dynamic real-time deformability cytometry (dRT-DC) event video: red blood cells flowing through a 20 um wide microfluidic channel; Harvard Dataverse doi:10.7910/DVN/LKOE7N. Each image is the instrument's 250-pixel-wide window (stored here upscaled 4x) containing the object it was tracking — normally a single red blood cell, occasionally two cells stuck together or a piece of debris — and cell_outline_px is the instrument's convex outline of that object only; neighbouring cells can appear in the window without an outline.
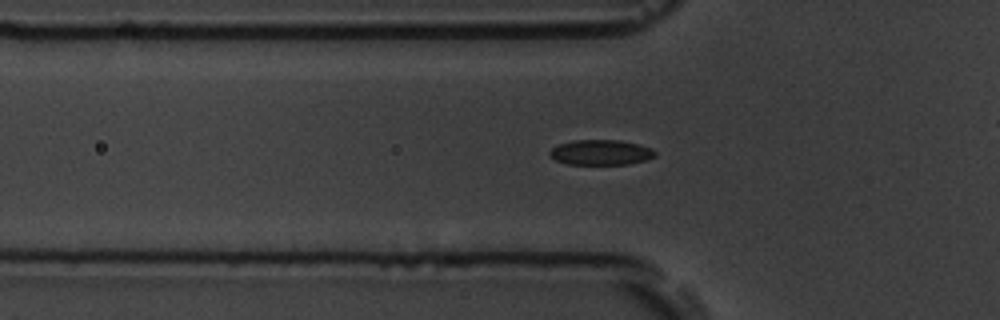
{"species": "common noctule bat (a hibernating species)", "species_latin": "Nyctalus noctula", "temperature_condition": "room temperature", "stored_images_in_passage": 35, "camera_frame_rate_fps": 3000, "um_per_image_px": 0.085, "animal": {"sex": "male", "body_mass_g": 19.5, "forearm_length_mm": 54.6}, "frame": {"image": 1, "passage_image": 6, "time_ms": 1.667, "image_size_px": [1000, 320], "cell_outline_px": [[656, 156], [648, 160], [628, 164], [568, 164], [556, 160], [548, 152], [552, 148], [560, 144], [572, 140], [620, 140], [640, 144], [652, 148], [656, 152]], "centroid_in_image_um": [51.13, 12.95], "position_along_channel_um": 74.7, "area_um2": 15.55}}
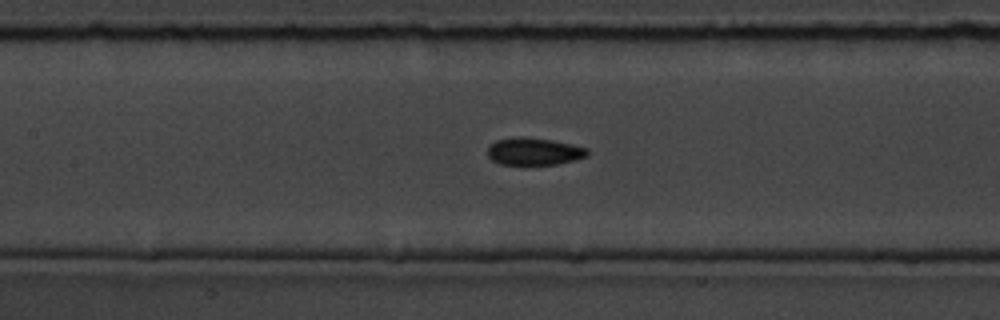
{"frame": {"image": 2, "passage_image": 13, "time_ms": 4.0, "image_size_px": [1000, 320], "cell_outline_px": [[588, 156], [556, 164], [500, 164], [492, 160], [488, 156], [488, 148], [496, 140], [520, 136], [552, 140], [572, 144], [588, 148]], "centroid_in_image_um": [45.39, 12.86], "position_along_channel_um": 162.0, "area_um2": 15.72}}
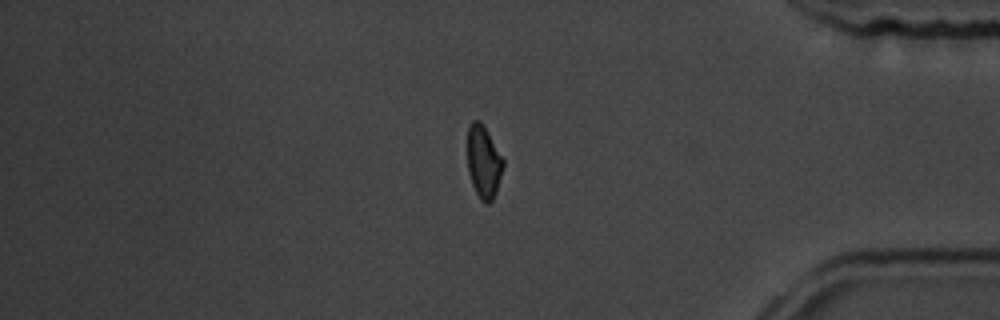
{"frame": {"image": 3, "passage_image": 34, "time_ms": 11.0, "image_size_px": [1000, 320], "cell_outline_px": [[504, 164], [496, 192], [492, 200], [488, 204], [484, 204], [480, 200], [472, 184], [468, 172], [468, 124], [472, 120], [480, 120], [504, 160]], "centroid_in_image_um": [41.09, 13.77], "position_along_channel_um": 394.1, "area_um2": 15.03}}